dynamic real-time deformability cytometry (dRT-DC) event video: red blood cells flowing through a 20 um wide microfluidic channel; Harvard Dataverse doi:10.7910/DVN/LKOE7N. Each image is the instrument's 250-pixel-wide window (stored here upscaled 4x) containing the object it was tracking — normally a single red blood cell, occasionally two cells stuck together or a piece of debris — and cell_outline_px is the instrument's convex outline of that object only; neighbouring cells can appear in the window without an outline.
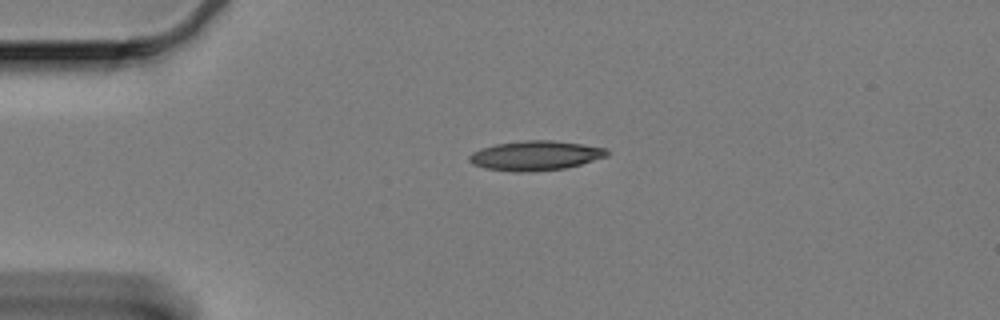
{"species": "Egyptian fruit bat (a non-hibernating species)", "species_latin": "Rousettus aegyptiacus", "temperature_condition": "cold", "stored_images_in_passage": 46, "camera_frame_rate_fps": 3000, "um_per_image_px": 0.085, "animal": {"sex": "female"}, "frame": {"image": 1, "passage_image": 1, "time_ms": 0.0, "image_size_px": [1000, 320], "cell_outline_px": [[608, 156], [580, 164], [564, 168], [524, 172], [512, 172], [484, 168], [472, 164], [468, 160], [468, 156], [472, 152], [496, 144], [524, 140], [552, 140], [580, 144], [604, 148], [608, 152]], "centroid_in_image_um": [45.46, 13.23], "position_along_channel_um": 39.5, "area_um2": 23.52}}
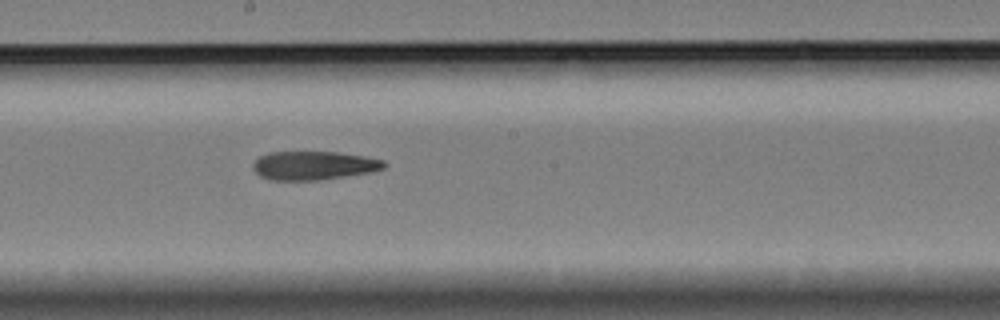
{"frame": {"image": 2, "passage_image": 20, "time_ms": 6.333, "image_size_px": [1000, 320], "cell_outline_px": [[388, 164], [384, 168], [372, 172], [320, 180], [272, 180], [260, 176], [252, 168], [252, 164], [260, 156], [268, 152], [336, 152], [364, 156], [384, 160]], "centroid_in_image_um": [26.68, 14.07], "position_along_channel_um": 221.5, "area_um2": 21.96}}
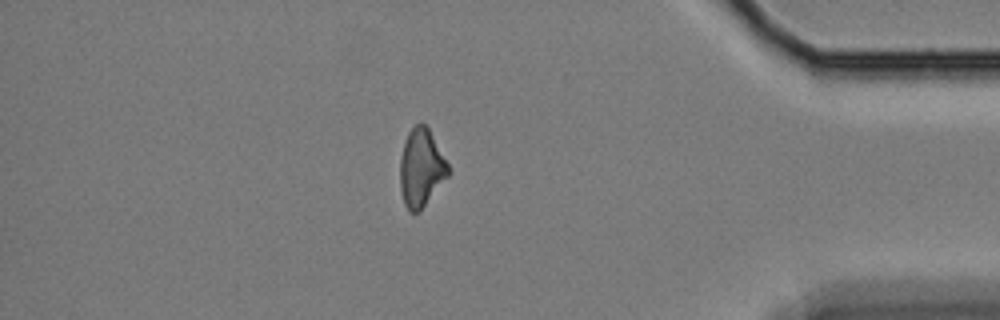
{"frame": {"image": 3, "passage_image": 39, "time_ms": 12.667, "image_size_px": [1000, 320], "cell_outline_px": [[452, 172], [420, 212], [408, 212], [404, 204], [400, 188], [400, 160], [404, 140], [408, 132], [416, 124], [424, 124], [428, 128], [448, 164]], "centroid_in_image_um": [35.8, 14.32], "position_along_channel_um": 399.4, "area_um2": 22.02}}